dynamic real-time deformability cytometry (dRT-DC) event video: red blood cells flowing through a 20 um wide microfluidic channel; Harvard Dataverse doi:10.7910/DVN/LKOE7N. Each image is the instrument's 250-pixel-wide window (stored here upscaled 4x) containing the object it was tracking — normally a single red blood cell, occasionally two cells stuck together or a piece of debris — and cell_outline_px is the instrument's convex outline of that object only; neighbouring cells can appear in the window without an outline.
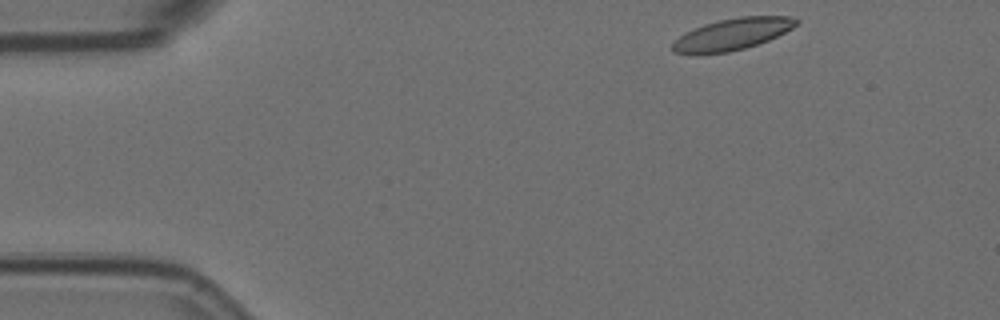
{"species": "Egyptian fruit bat (a non-hibernating species)", "species_latin": "Rousettus aegyptiacus", "temperature_condition": "room temperature", "stored_images_in_passage": 51, "camera_frame_rate_fps": 3000, "um_per_image_px": 0.085, "animal": {"sex": "female"}, "frame": {"image": 1, "passage_image": 1, "time_ms": 0.0, "image_size_px": [1000, 320], "cell_outline_px": [[800, 24], [768, 40], [744, 48], [728, 52], [696, 56], [672, 52], [672, 44], [684, 32], [704, 24], [720, 20], [740, 16], [792, 16], [800, 20]], "centroid_in_image_um": [62.21, 2.92], "position_along_channel_um": 22.8, "area_um2": 23.12}}
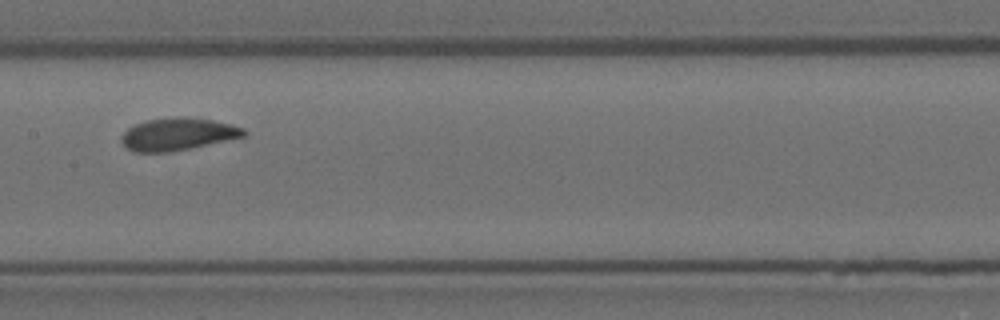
{"frame": {"image": 2, "passage_image": 22, "time_ms": 7.0, "image_size_px": [1000, 320], "cell_outline_px": [[248, 132], [244, 136], [188, 148], [164, 152], [132, 152], [120, 140], [120, 136], [128, 128], [144, 120], [176, 116], [184, 116], [212, 120], [232, 124], [244, 128]], "centroid_in_image_um": [15.08, 11.38], "position_along_channel_um": 192.3, "area_um2": 23.0}}
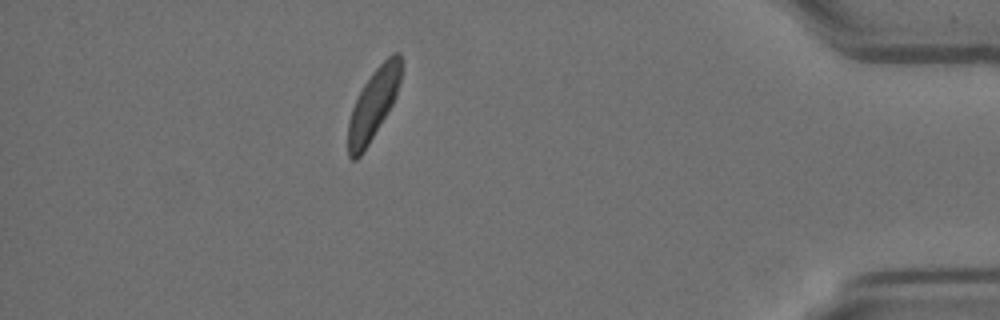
{"frame": {"image": 3, "passage_image": 44, "time_ms": 14.333, "image_size_px": [1000, 320], "cell_outline_px": [[404, 64], [396, 96], [388, 112], [368, 144], [360, 156], [356, 160], [352, 160], [348, 156], [348, 120], [352, 108], [364, 84], [372, 72], [392, 52], [400, 52], [404, 60]], "centroid_in_image_um": [31.77, 8.8], "position_along_channel_um": 403.4, "area_um2": 21.85}, "authors_computed_cell_mechanics": {"area_um2": 23.0044, "velocity_mm_per_s": 3.5335, "shape_relaxation_time_tau1_ms": 2.7922, "shape_relaxation_time_tau2_ms": 1.8305, "deformation_change_tau1": 0.1039, "deformation_change_tau2": 0.0573}}